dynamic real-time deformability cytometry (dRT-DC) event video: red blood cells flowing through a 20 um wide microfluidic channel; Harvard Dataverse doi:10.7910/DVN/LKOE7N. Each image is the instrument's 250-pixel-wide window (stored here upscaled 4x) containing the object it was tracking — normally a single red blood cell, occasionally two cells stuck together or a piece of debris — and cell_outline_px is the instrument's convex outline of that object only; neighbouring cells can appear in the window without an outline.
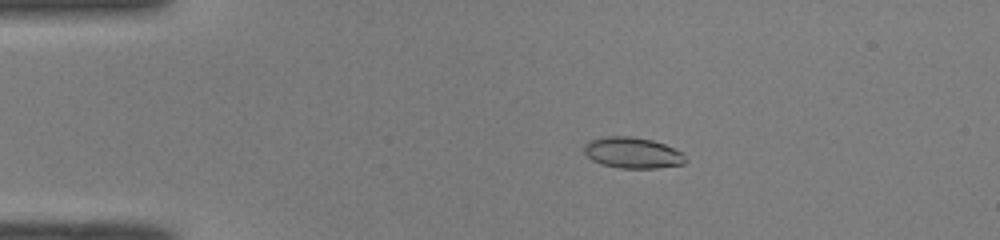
{"species": "common noctule bat (a hibernating species)", "species_latin": "Nyctalus noctula", "temperature_condition": "room temperature", "stored_images_in_passage": 27, "camera_frame_rate_fps": 3000, "um_per_image_px": 0.085, "animal": {"sex": "male", "body_mass_g": 19.0, "forearm_length_mm": 50.8}, "frame": {"image": 1, "passage_image": 5, "time_ms": 1.333, "image_size_px": [1000, 240], "cell_outline_px": [[688, 160], [684, 164], [656, 168], [620, 168], [604, 164], [592, 160], [584, 152], [584, 144], [588, 140], [604, 136], [632, 136], [652, 140], [664, 144], [684, 152]], "centroid_in_image_um": [53.8, 12.97], "position_along_channel_um": 31.2, "area_um2": 18.5}}
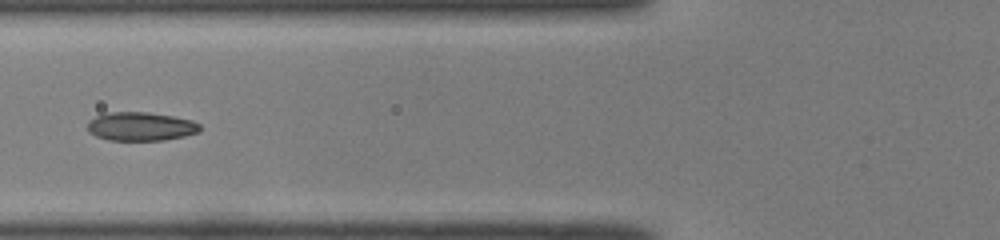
{"frame": {"image": 2, "passage_image": 15, "time_ms": 4.667, "image_size_px": [1000, 240], "cell_outline_px": [[200, 132], [184, 136], [164, 140], [108, 140], [96, 136], [88, 132], [88, 120], [104, 112], [148, 112], [172, 116], [192, 120], [200, 124]], "centroid_in_image_um": [11.95, 10.74], "position_along_channel_um": 113.9, "area_um2": 18.9}}
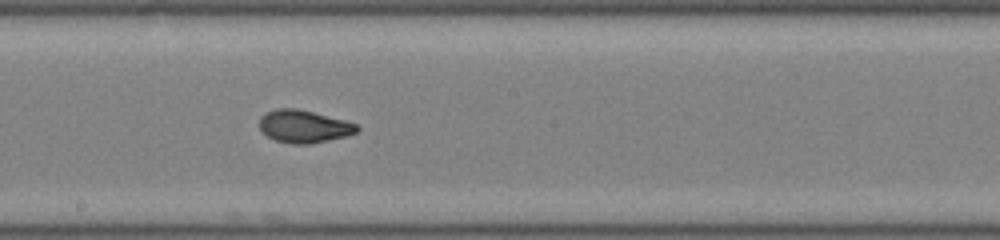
{"frame": {"image": 3, "passage_image": 23, "time_ms": 7.333, "image_size_px": [1000, 240], "cell_outline_px": [[360, 128], [356, 132], [344, 136], [328, 140], [308, 144], [292, 144], [276, 140], [268, 136], [260, 128], [260, 116], [276, 108], [296, 108], [344, 120], [356, 124]], "centroid_in_image_um": [25.81, 10.74], "position_along_channel_um": 222.4, "area_um2": 18.21}}